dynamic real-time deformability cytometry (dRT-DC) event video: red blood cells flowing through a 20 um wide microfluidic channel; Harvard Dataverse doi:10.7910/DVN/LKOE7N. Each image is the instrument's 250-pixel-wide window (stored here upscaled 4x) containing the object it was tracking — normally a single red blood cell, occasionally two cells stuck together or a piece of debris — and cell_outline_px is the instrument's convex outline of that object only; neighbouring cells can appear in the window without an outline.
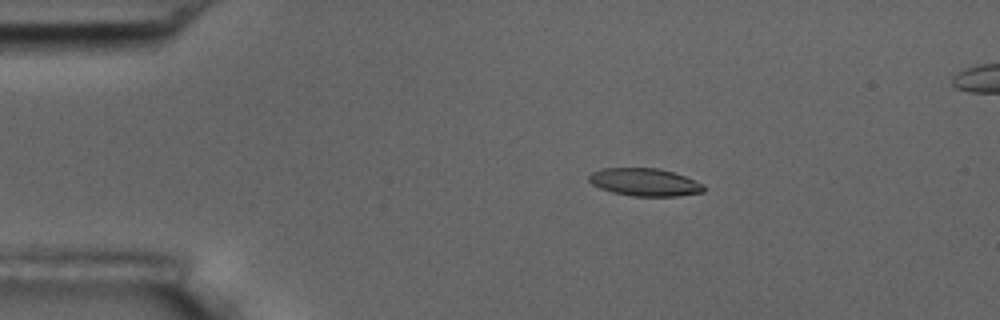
{"species": "common noctule bat (a hibernating species)", "species_latin": "Nyctalus noctula", "temperature_condition": "room temperature", "stored_images_in_passage": 58, "camera_frame_rate_fps": 3000, "um_per_image_px": 0.085, "animal": {"sex": "male", "body_mass_g": 17.5, "forearm_length_mm": 52.3}, "frame": {"image": 1, "passage_image": 11, "time_ms": 3.333, "image_size_px": [1000, 320], "cell_outline_px": [[704, 192], [676, 196], [632, 196], [612, 192], [600, 188], [592, 184], [588, 180], [588, 176], [592, 172], [600, 168], [660, 168], [684, 176], [704, 184]], "centroid_in_image_um": [54.78, 15.48], "position_along_channel_um": 30.2, "area_um2": 18.55}}
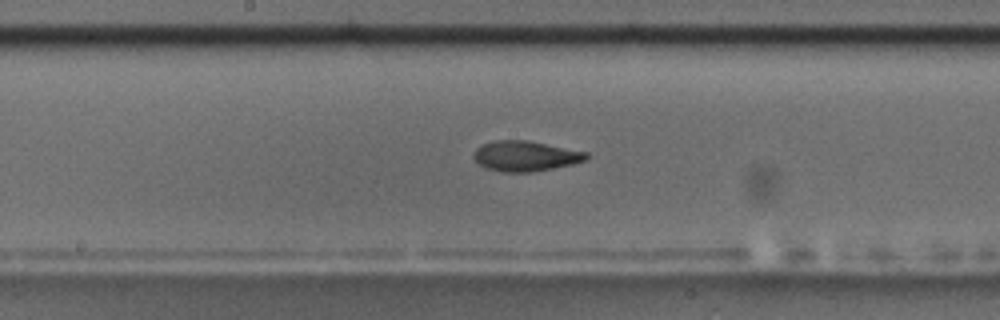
{"frame": {"image": 2, "passage_image": 30, "time_ms": 9.667, "image_size_px": [1000, 320], "cell_outline_px": [[588, 156], [584, 160], [572, 164], [532, 172], [504, 172], [484, 168], [472, 156], [472, 152], [480, 144], [496, 140], [528, 140], [588, 152]], "centroid_in_image_um": [44.61, 13.25], "position_along_channel_um": 203.6, "area_um2": 19.94}}
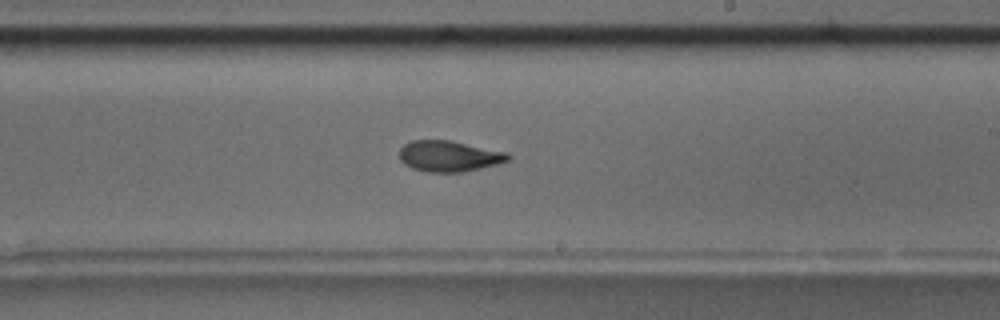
{"frame": {"image": 3, "passage_image": 34, "time_ms": 11.0, "image_size_px": [1000, 320], "cell_outline_px": [[512, 156], [508, 160], [496, 164], [464, 172], [428, 172], [412, 168], [404, 164], [400, 160], [400, 148], [404, 144], [412, 140], [452, 140], [508, 152]], "centroid_in_image_um": [38.18, 13.26], "position_along_channel_um": 250.8, "area_um2": 19.71}, "authors_computed_cell_mechanics": {"area_um2": 19.5364, "velocity_mm_per_s": 3.5702, "shape_relaxation_time_tau1_ms": 4.3496, "shape_relaxation_time_tau2_ms": 2.764, "deformation_change_tau1": 0.1712, "deformation_change_tau2": 0.0931}}